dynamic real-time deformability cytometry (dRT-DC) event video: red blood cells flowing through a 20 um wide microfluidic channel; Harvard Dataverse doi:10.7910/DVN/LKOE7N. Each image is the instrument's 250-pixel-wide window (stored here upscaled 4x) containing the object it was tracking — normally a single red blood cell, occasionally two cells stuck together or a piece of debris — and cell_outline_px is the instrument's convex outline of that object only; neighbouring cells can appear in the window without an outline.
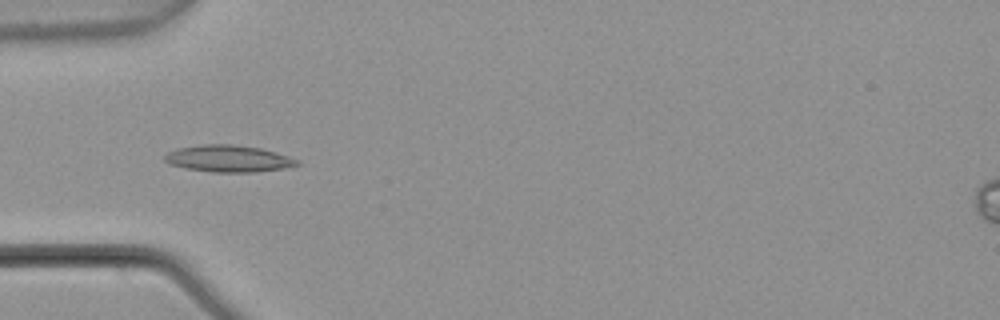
{"species": "common noctule bat (a hibernating species)", "species_latin": "Nyctalus noctula", "temperature_condition": "warm", "stored_images_in_passage": 4, "camera_frame_rate_fps": 3000, "um_per_image_px": 0.085, "animal": {"sex": "male", "body_mass_g": 21.5, "forearm_length_mm": 52.0}, "frame": {"image": 1, "passage_image": 3, "time_ms": 0.667, "image_size_px": [1000, 320], "cell_outline_px": [[300, 164], [284, 168], [256, 172], [212, 172], [184, 168], [168, 164], [164, 160], [164, 156], [168, 152], [180, 148], [204, 144], [232, 144], [260, 148], [276, 152], [300, 160]], "centroid_in_image_um": [19.42, 13.49], "position_along_channel_um": 65.6, "area_um2": 20.69}}
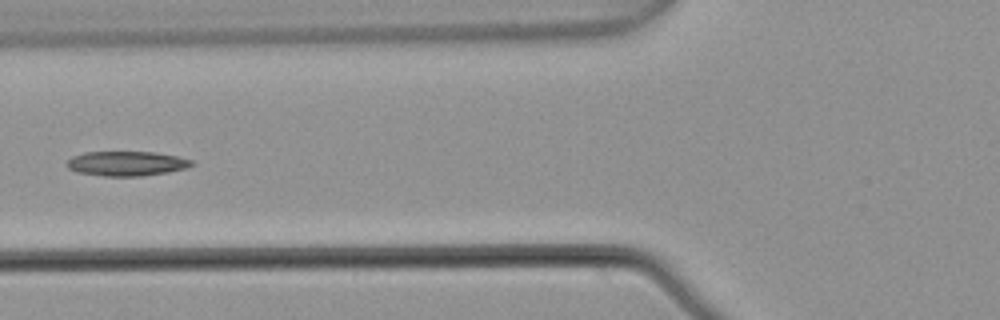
{"frame": {"image": 2, "passage_image": 4, "time_ms": 1.0, "image_size_px": [1000, 320], "cell_outline_px": [[196, 164], [188, 168], [168, 172], [140, 176], [104, 176], [76, 172], [68, 168], [64, 164], [72, 156], [84, 152], [156, 152], [176, 156], [192, 160]], "centroid_in_image_um": [10.75, 13.9], "position_along_channel_um": 115.0, "area_um2": 18.09}}